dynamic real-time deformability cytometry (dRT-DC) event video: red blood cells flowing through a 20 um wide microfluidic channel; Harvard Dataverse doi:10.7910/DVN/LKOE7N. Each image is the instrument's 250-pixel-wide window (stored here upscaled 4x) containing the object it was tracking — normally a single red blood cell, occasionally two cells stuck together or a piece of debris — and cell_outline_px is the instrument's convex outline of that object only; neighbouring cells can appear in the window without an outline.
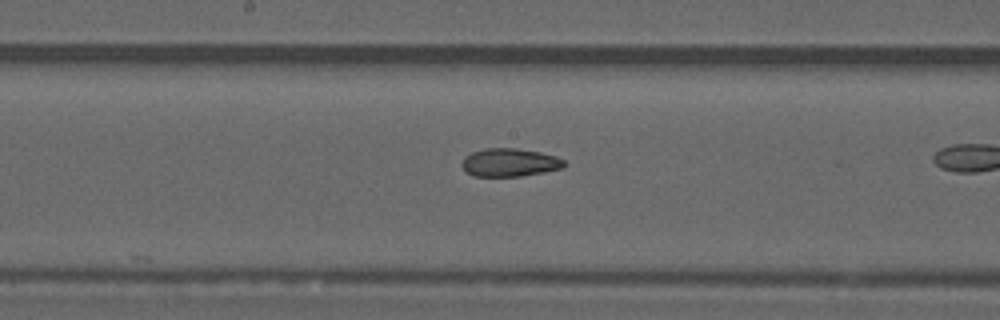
{"species": "common noctule bat (a hibernating species)", "species_latin": "Nyctalus noctula", "temperature_condition": "warm", "stored_images_in_passage": 31, "camera_frame_rate_fps": 3000, "um_per_image_px": 0.085, "animal": {"sex": "male", "forearm_length_mm": 52.5}, "frame": {"image": 1, "passage_image": 18, "time_ms": 5.667, "image_size_px": [1000, 320], "cell_outline_px": [[568, 164], [564, 168], [544, 172], [520, 176], [472, 176], [460, 164], [464, 156], [472, 152], [488, 148], [516, 148], [540, 152], [556, 156], [564, 160]], "centroid_in_image_um": [43.35, 13.81], "position_along_channel_um": 204.9, "area_um2": 16.88}}